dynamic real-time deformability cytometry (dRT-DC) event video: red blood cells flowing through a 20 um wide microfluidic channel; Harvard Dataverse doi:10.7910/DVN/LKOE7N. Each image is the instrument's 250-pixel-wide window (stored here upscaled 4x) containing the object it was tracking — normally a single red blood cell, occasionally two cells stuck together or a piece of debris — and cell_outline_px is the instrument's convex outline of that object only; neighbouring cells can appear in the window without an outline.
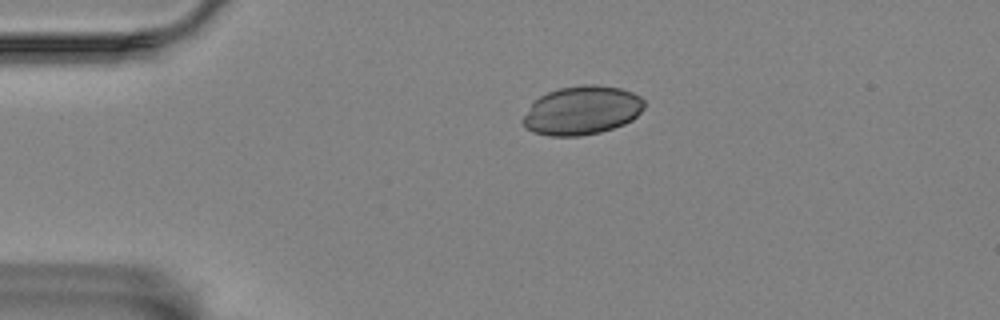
{"species": "Egyptian fruit bat (a non-hibernating species)", "species_latin": "Rousettus aegyptiacus", "temperature_condition": "room temperature", "stored_images_in_passage": 38, "camera_frame_rate_fps": 3000, "um_per_image_px": 0.085, "animal": {"sex": "female"}, "frame": {"image": 1, "passage_image": 1, "time_ms": 0.0, "image_size_px": [1000, 320], "cell_outline_px": [[644, 108], [632, 120], [624, 124], [600, 132], [580, 136], [548, 136], [532, 132], [524, 128], [524, 116], [532, 104], [540, 96], [548, 92], [560, 88], [580, 84], [596, 84], [620, 88], [632, 92], [640, 96], [644, 100]], "centroid_in_image_um": [49.48, 9.38], "position_along_channel_um": 35.5, "area_um2": 34.45}}
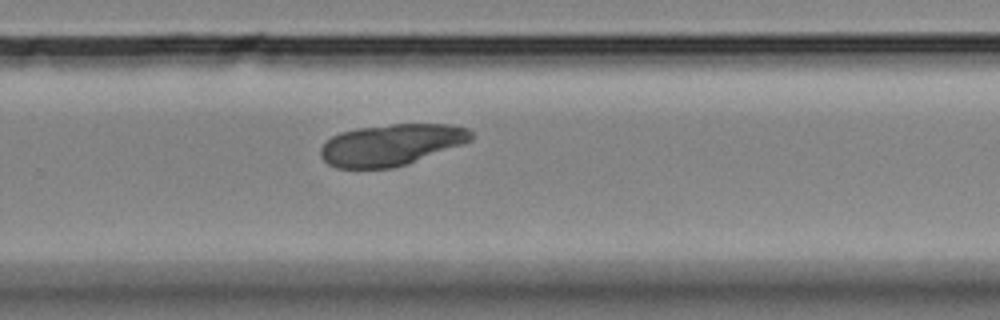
{"frame": {"image": 2, "passage_image": 27, "time_ms": 8.667, "image_size_px": [1000, 320], "cell_outline_px": [[472, 140], [464, 144], [408, 164], [392, 168], [336, 168], [328, 164], [320, 156], [320, 148], [332, 136], [340, 132], [356, 128], [392, 124], [452, 124], [468, 128], [472, 132]], "centroid_in_image_um": [33.27, 12.3], "position_along_channel_um": 296.5, "area_um2": 36.59}}
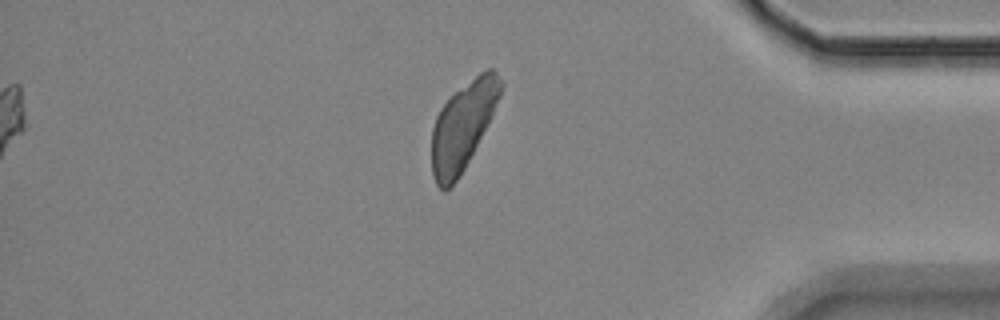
{"frame": {"image": 3, "passage_image": 38, "time_ms": 12.333, "image_size_px": [1000, 320], "cell_outline_px": [[504, 84], [500, 96], [460, 176], [444, 192], [436, 184], [432, 172], [432, 128], [436, 116], [440, 108], [456, 92], [480, 72], [488, 68], [492, 68], [496, 72]], "centroid_in_image_um": [39.32, 10.69], "position_along_channel_um": 395.9, "area_um2": 34.1}}